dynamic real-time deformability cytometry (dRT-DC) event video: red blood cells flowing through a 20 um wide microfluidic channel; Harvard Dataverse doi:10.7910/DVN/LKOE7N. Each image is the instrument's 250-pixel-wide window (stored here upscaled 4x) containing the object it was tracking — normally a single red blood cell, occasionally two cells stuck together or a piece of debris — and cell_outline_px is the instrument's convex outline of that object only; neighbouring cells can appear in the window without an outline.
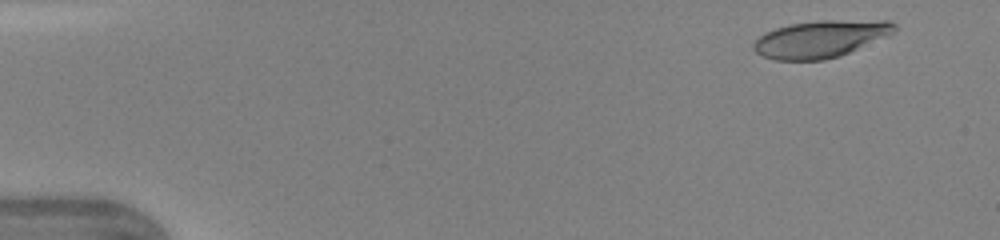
{"species": "human", "species_latin": "Homo sapiens", "temperature_condition": "warm", "stored_images_in_passage": 47, "camera_frame_rate_fps": 3000, "um_per_image_px": 0.085, "donor": {"sex": "female"}, "frame": {"image": 1, "passage_image": 4, "time_ms": 1.0, "image_size_px": [1000, 240], "cell_outline_px": [[896, 28], [888, 36], [840, 56], [824, 60], [776, 60], [764, 56], [756, 52], [752, 48], [752, 44], [760, 36], [776, 28], [792, 24], [820, 20], [888, 20], [896, 24]], "centroid_in_image_um": [69.77, 3.31], "position_along_channel_um": 15.2, "area_um2": 30.35}}
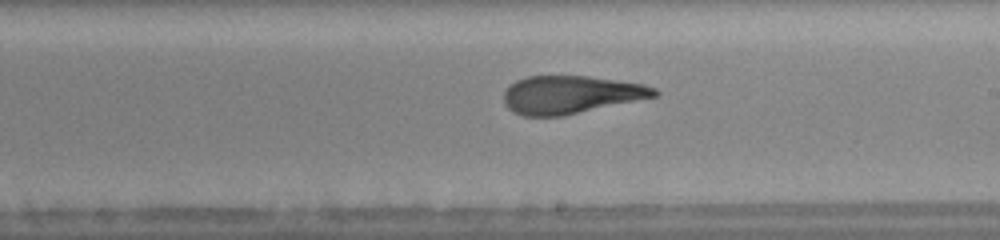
{"frame": {"image": 2, "passage_image": 28, "time_ms": 9.0, "image_size_px": [1000, 240], "cell_outline_px": [[660, 92], [656, 96], [560, 116], [524, 116], [512, 112], [504, 104], [504, 92], [516, 80], [528, 76], [588, 76], [644, 84], [656, 88]], "centroid_in_image_um": [48.49, 8.04], "position_along_channel_um": 240.5, "area_um2": 32.95}}
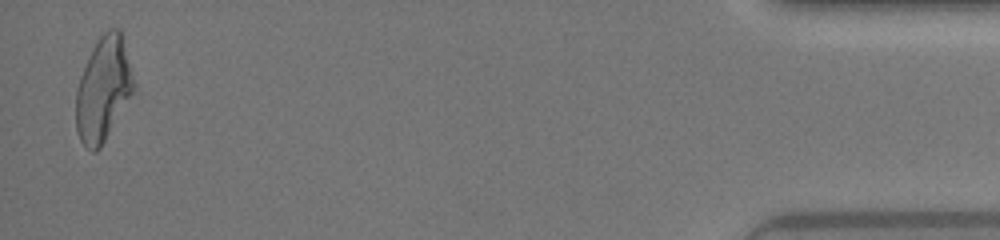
{"frame": {"image": 3, "passage_image": 46, "time_ms": 15.0, "image_size_px": [1000, 240], "cell_outline_px": [[136, 88], [100, 148], [96, 152], [92, 152], [80, 140], [76, 128], [76, 92], [80, 76], [100, 36], [108, 28], [120, 28], [136, 84]], "centroid_in_image_um": [8.8, 7.58], "position_along_channel_um": 426.4, "area_um2": 34.68}, "authors_computed_cell_mechanics": {"area_um2": 33.9286, "velocity_mm_per_s": 4.4006, "shape_relaxation_time_tau1_ms": 5.6574, "shape_relaxation_time_tau2_ms": 1.444, "deformation_change_tau1": 0.2428, "deformation_change_tau2": 0.1138}}